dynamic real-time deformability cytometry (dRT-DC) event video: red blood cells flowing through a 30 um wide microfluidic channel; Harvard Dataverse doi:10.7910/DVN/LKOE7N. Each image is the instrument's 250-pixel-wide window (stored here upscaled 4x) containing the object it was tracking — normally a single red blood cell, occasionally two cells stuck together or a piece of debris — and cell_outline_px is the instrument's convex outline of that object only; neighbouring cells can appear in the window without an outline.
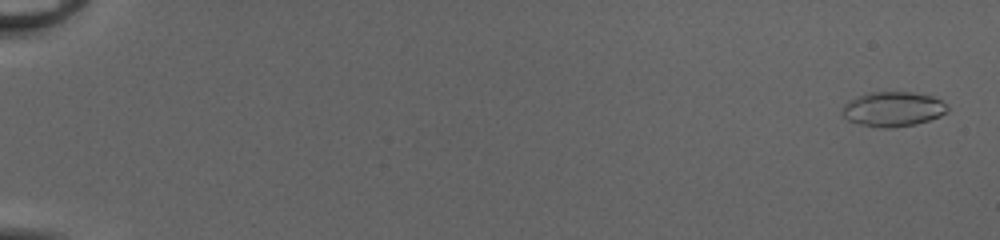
{"species": "common noctule bat (a hibernating species)", "species_latin": "Nyctalus noctula", "temperature_condition": "cold", "stored_images_in_passage": 52, "camera_frame_rate_fps": 3000, "um_per_image_px": 0.085, "animal": {"sex": "female", "body_mass_g": 20.0, "forearm_length_mm": 54.0}, "frame": {"image": 1, "passage_image": 2, "time_ms": 0.333, "image_size_px": [1000, 240], "cell_outline_px": [[948, 112], [940, 116], [916, 124], [888, 128], [880, 128], [860, 124], [848, 120], [840, 112], [844, 104], [848, 100], [868, 92], [912, 92], [932, 96], [940, 100], [948, 108]], "centroid_in_image_um": [75.87, 9.27], "position_along_channel_um": 9.1, "area_um2": 21.33}}
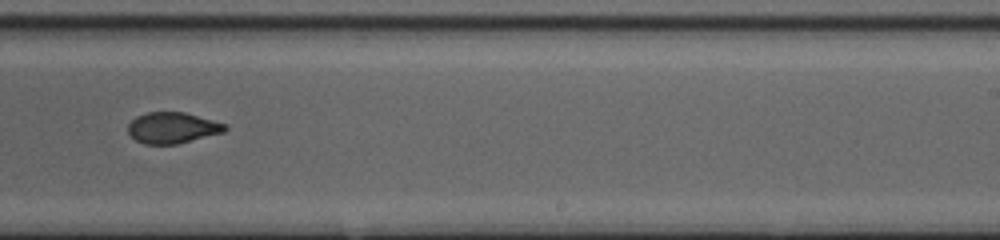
{"frame": {"image": 2, "passage_image": 35, "time_ms": 11.333, "image_size_px": [1000, 240], "cell_outline_px": [[228, 128], [224, 132], [176, 144], [144, 144], [136, 140], [128, 132], [128, 124], [136, 116], [148, 112], [184, 112], [228, 124]], "centroid_in_image_um": [14.67, 10.86], "position_along_channel_um": 274.3, "area_um2": 17.51}}
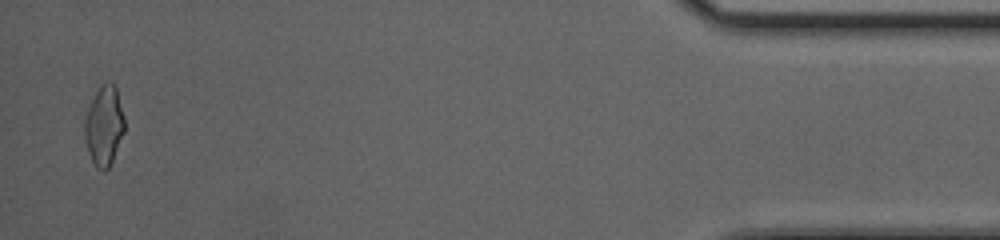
{"frame": {"image": 3, "passage_image": 51, "time_ms": 16.667, "image_size_px": [1000, 240], "cell_outline_px": [[124, 132], [112, 160], [108, 168], [104, 172], [96, 168], [88, 152], [84, 140], [84, 120], [88, 108], [100, 84], [108, 80], [116, 88], [124, 116]], "centroid_in_image_um": [8.83, 10.69], "position_along_channel_um": 426.4, "area_um2": 18.5}, "authors_computed_cell_mechanics": {"area_um2": 18.9006, "velocity_mm_per_s": 4.1927, "shape_relaxation_time_tau1_ms": null, "shape_relaxation_time_tau2_ms": 1.4763, "deformation_change_tau1": null, "deformation_change_tau2": 0.0569}}